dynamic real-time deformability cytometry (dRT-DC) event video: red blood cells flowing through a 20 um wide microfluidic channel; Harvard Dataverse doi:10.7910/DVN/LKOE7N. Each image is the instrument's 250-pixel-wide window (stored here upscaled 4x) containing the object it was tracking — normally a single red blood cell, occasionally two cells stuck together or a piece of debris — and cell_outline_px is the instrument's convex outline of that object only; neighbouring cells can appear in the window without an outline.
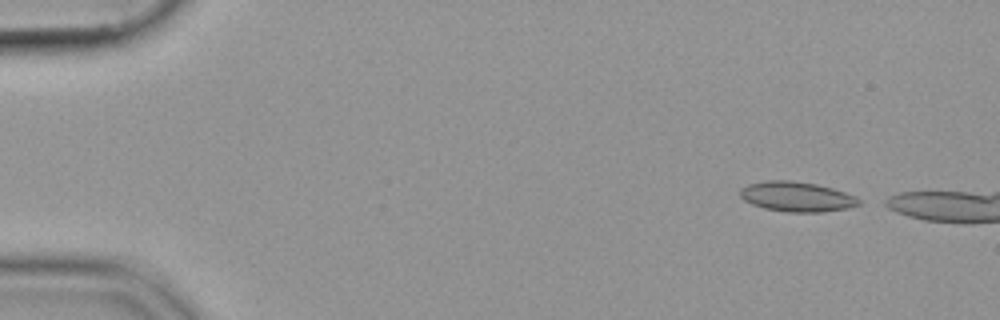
{"species": "common noctule bat (a hibernating species)", "species_latin": "Nyctalus noctula", "temperature_condition": "cold", "stored_images_in_passage": 13, "camera_frame_rate_fps": 3000, "um_per_image_px": 0.085, "animal": {"sex": "female", "body_mass_g": 19.9}, "frame": {"image": 1, "passage_image": 1, "time_ms": 0.0, "image_size_px": [1000, 320], "cell_outline_px": [[860, 204], [848, 208], [824, 212], [784, 212], [764, 208], [752, 204], [744, 200], [740, 196], [740, 188], [748, 184], [768, 180], [788, 180], [816, 184], [832, 188], [856, 196], [860, 200]], "centroid_in_image_um": [67.71, 16.72], "position_along_channel_um": 17.3, "area_um2": 20.75}}
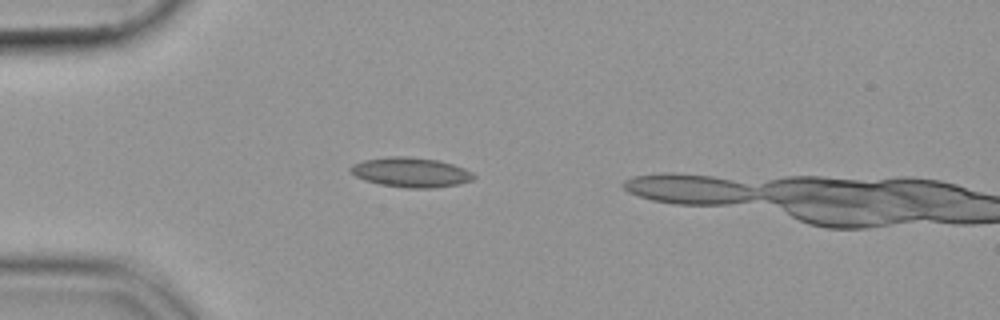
{"frame": {"image": 2, "passage_image": 11, "time_ms": 3.333, "image_size_px": [1000, 320], "cell_outline_px": [[476, 176], [472, 180], [460, 184], [436, 188], [404, 188], [380, 184], [364, 180], [356, 176], [348, 168], [352, 164], [364, 160], [388, 156], [408, 156], [440, 160], [464, 168], [472, 172]], "centroid_in_image_um": [34.94, 14.64], "position_along_channel_um": 50.1, "area_um2": 21.56}}